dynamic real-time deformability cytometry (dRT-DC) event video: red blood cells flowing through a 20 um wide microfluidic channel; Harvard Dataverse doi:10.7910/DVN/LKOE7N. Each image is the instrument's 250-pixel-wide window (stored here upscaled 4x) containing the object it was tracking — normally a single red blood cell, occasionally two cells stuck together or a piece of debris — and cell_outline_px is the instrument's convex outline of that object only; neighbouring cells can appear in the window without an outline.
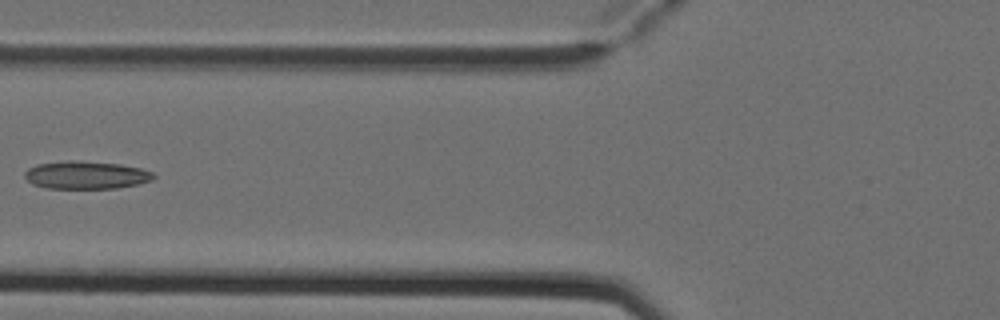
{"species": "Egyptian fruit bat (a non-hibernating species)", "species_latin": "Rousettus aegyptiacus", "temperature_condition": "cold", "stored_images_in_passage": 4, "camera_frame_rate_fps": 3000, "um_per_image_px": 0.085, "animal": {"sex": "female"}, "frame": {"image": 1, "passage_image": 4, "time_ms": 1.0, "image_size_px": [1000, 320], "cell_outline_px": [[156, 176], [152, 180], [136, 184], [116, 188], [44, 188], [32, 184], [24, 176], [24, 172], [28, 168], [36, 164], [68, 160], [80, 160], [120, 164], [140, 168], [152, 172]], "centroid_in_image_um": [7.28, 14.87], "position_along_channel_um": 118.5, "area_um2": 20.98}}